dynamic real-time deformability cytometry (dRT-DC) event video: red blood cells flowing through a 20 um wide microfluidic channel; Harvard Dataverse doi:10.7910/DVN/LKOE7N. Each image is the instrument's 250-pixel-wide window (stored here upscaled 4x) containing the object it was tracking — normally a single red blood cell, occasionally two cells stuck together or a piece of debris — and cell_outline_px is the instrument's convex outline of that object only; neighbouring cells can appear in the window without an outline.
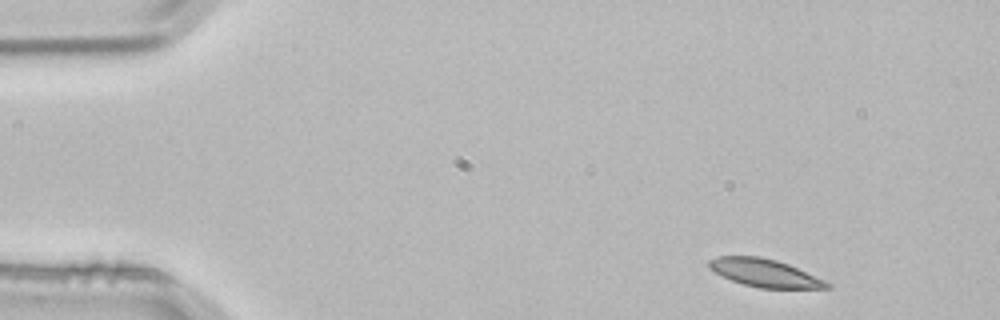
{"species": "common noctule bat (a hibernating species)", "species_latin": "Nyctalus noctula", "temperature_condition": "room temperature", "stored_images_in_passage": 2, "camera_frame_rate_fps": 3000, "um_per_image_px": 0.085, "animal": {"sex": "male", "body_mass_g": 21.5, "forearm_length_mm": 52.0}, "frame": {"image": 1, "passage_image": 1, "time_ms": 0.0, "image_size_px": [1000, 320], "cell_outline_px": [[832, 288], [760, 288], [744, 284], [732, 280], [708, 268], [708, 260], [716, 256], [760, 256], [776, 260], [788, 264], [824, 280], [832, 284]], "centroid_in_image_um": [64.99, 23.19], "position_along_channel_um": 20.0, "area_um2": 18.96}}